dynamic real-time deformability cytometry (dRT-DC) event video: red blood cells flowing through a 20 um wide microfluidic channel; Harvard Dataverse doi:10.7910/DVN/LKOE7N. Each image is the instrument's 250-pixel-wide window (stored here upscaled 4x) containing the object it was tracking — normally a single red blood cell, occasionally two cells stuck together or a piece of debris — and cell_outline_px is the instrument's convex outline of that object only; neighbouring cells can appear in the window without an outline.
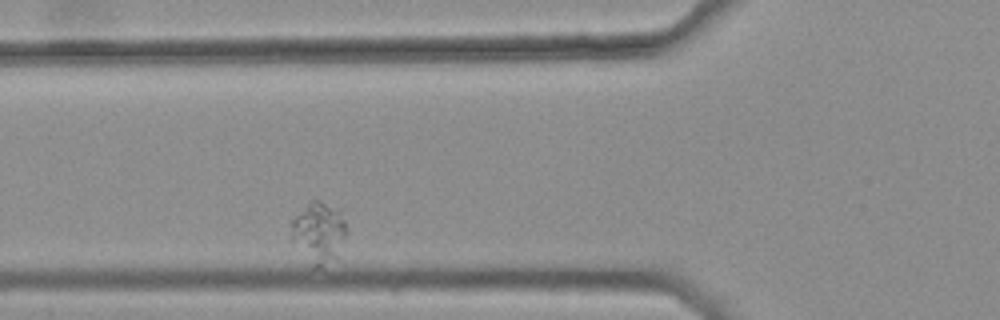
{"species": "common noctule bat (a hibernating species)", "species_latin": "Nyctalus noctula", "temperature_condition": "warm", "stored_images_in_passage": 2, "camera_frame_rate_fps": 3000, "um_per_image_px": 0.085, "animal": {"sex": "female", "body_mass_g": 25.1}, "frame": {"image": 1, "passage_image": 2, "time_ms": 0.333, "image_size_px": [1000, 320], "cell_outline_px": [[348, 232], [336, 260], [320, 268], [312, 268], [288, 240], [292, 220], [312, 200], [320, 200], [340, 208]], "centroid_in_image_um": [27.08, 19.83], "position_along_channel_um": 98.7, "area_um2": 20.63}}